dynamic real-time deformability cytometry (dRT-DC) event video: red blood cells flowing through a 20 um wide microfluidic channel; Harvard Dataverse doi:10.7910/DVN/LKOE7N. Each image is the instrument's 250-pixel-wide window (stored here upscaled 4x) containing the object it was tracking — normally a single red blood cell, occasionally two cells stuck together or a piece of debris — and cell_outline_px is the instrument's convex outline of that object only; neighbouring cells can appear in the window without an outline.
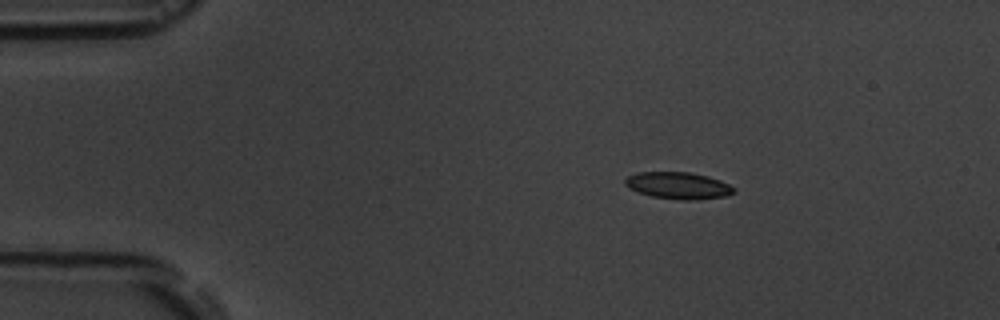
{"species": "common noctule bat (a hibernating species)", "species_latin": "Nyctalus noctula", "temperature_condition": "room temperature", "stored_images_in_passage": 3, "camera_frame_rate_fps": 3000, "um_per_image_px": 0.085, "animal": {"sex": "male", "body_mass_g": 19.5, "forearm_length_mm": 54.6}, "frame": {"image": 1, "passage_image": 1, "time_ms": 0.0, "image_size_px": [1000, 320], "cell_outline_px": [[736, 192], [724, 196], [696, 200], [684, 200], [652, 196], [628, 188], [624, 184], [624, 180], [628, 176], [640, 172], [688, 172], [708, 176], [720, 180], [728, 184]], "centroid_in_image_um": [57.63, 15.77], "position_along_channel_um": 27.4, "area_um2": 16.82}}